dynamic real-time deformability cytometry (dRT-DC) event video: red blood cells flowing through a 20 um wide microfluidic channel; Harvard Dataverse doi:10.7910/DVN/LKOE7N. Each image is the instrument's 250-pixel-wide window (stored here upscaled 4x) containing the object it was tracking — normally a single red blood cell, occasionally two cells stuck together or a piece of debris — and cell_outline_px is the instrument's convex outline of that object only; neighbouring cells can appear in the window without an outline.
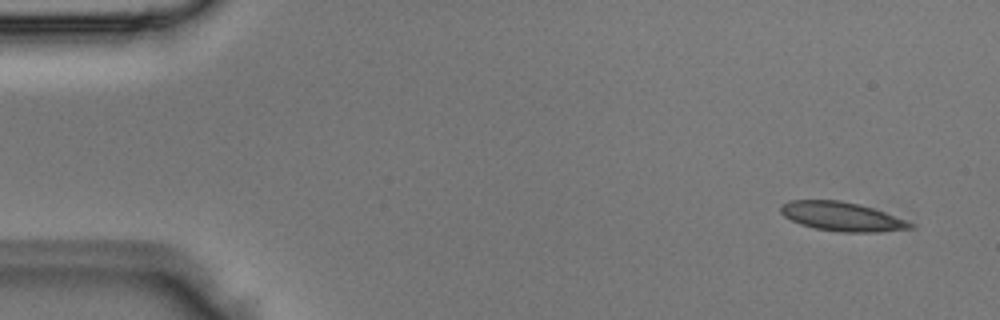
{"species": "Egyptian fruit bat (a non-hibernating species)", "species_latin": "Rousettus aegyptiacus", "temperature_condition": "room temperature", "stored_images_in_passage": 5, "camera_frame_rate_fps": 3000, "um_per_image_px": 0.085, "animal": {"sex": "male"}, "frame": {"image": 1, "passage_image": 1, "time_ms": 0.0, "image_size_px": [1000, 320], "cell_outline_px": [[916, 224], [912, 228], [876, 232], [840, 232], [816, 228], [800, 224], [784, 216], [780, 212], [780, 204], [788, 200], [840, 200], [860, 204], [884, 212]], "centroid_in_image_um": [71.53, 18.39], "position_along_channel_um": 13.5, "area_um2": 21.85}}